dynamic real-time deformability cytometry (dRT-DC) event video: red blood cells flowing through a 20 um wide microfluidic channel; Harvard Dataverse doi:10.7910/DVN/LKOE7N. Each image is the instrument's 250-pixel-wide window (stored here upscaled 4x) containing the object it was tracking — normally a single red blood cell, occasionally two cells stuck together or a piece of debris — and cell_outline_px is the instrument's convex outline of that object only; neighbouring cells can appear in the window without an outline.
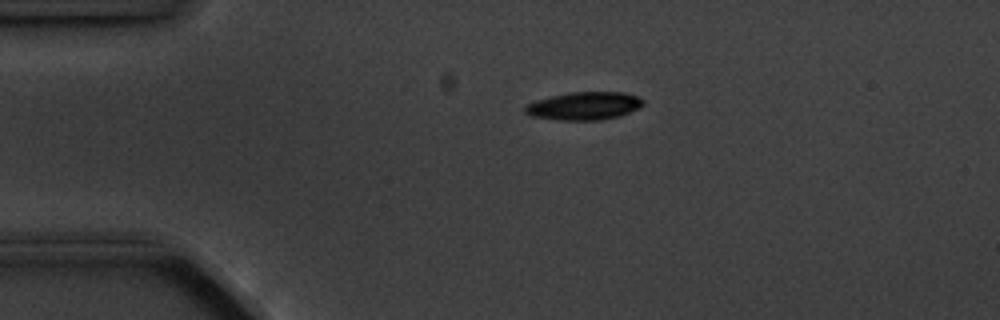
{"species": "common noctule bat (a hibernating species)", "species_latin": "Nyctalus noctula", "temperature_condition": "cold", "stored_images_in_passage": 5, "camera_frame_rate_fps": 3000, "um_per_image_px": 0.085, "animal": {"sex": "male", "body_mass_g": 20.1, "forearm_length_mm": 53.5}, "frame": {"image": 1, "passage_image": 5, "time_ms": 5.667, "image_size_px": [1000, 320], "cell_outline_px": [[644, 104], [640, 108], [620, 116], [600, 120], [560, 120], [532, 116], [524, 112], [524, 108], [528, 104], [536, 100], [568, 92], [624, 92], [636, 96], [644, 100]], "centroid_in_image_um": [49.68, 9.0], "position_along_channel_um": 35.3, "area_um2": 19.25}}